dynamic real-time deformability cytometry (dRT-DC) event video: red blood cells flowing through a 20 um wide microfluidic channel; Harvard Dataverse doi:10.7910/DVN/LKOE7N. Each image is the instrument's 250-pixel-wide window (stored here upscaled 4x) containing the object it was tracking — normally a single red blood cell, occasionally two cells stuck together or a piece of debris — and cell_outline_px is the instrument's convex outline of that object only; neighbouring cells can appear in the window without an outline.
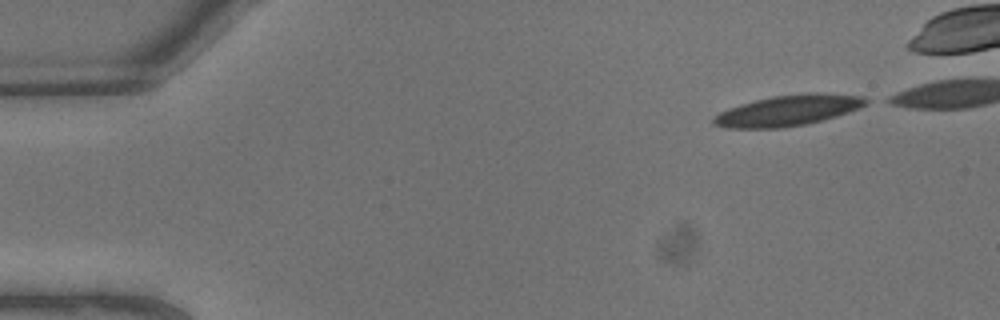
{"species": "common noctule bat (a hibernating species)", "species_latin": "Nyctalus noctula", "temperature_condition": "warm", "stored_images_in_passage": 8, "camera_frame_rate_fps": 3000, "um_per_image_px": 0.085, "animal": {"sex": "male", "body_mass_g": 13.3}, "frame": {"image": 1, "passage_image": 1, "time_ms": 0.0, "image_size_px": [1000, 320], "cell_outline_px": [[872, 100], [868, 104], [860, 108], [836, 116], [808, 124], [784, 128], [724, 128], [712, 124], [712, 120], [720, 112], [728, 108], [740, 104], [772, 96], [804, 92], [820, 92], [864, 96]], "centroid_in_image_um": [67.04, 9.38], "position_along_channel_um": 18.0, "area_um2": 27.74}}
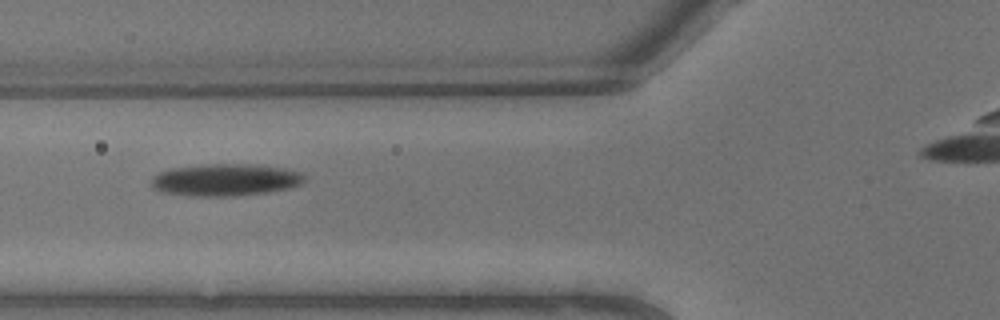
{"frame": {"image": 2, "passage_image": 7, "time_ms": 2.0, "image_size_px": [1000, 320], "cell_outline_px": [[304, 184], [292, 188], [268, 192], [240, 196], [184, 196], [160, 192], [152, 188], [152, 176], [168, 168], [212, 164], [264, 164], [284, 168], [300, 172], [304, 176]], "centroid_in_image_um": [19.17, 15.29], "position_along_channel_um": 106.6, "area_um2": 29.3}}